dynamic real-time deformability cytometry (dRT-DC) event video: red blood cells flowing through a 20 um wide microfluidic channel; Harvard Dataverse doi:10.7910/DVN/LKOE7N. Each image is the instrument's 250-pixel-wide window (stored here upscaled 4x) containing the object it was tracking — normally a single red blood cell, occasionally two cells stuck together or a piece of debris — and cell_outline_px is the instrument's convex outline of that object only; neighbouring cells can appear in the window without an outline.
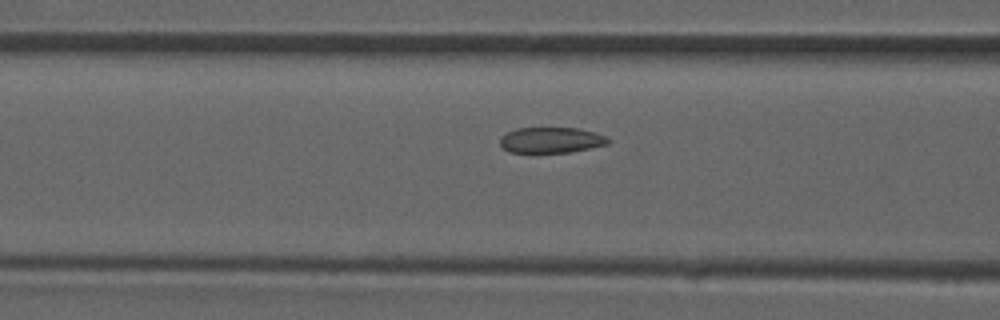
{"species": "common noctule bat (a hibernating species)", "species_latin": "Nyctalus noctula", "temperature_condition": "room temperature", "stored_images_in_passage": 4, "camera_frame_rate_fps": 3000, "um_per_image_px": 0.085, "animal": {"sex": "male", "forearm_length_mm": 52.5}, "frame": {"image": 1, "passage_image": 4, "time_ms": 1.0, "image_size_px": [1000, 320], "cell_outline_px": [[608, 144], [592, 148], [568, 152], [508, 152], [500, 144], [500, 136], [516, 128], [580, 128], [608, 136]], "centroid_in_image_um": [46.86, 11.9], "position_along_channel_um": 119.7, "area_um2": 16.18}}